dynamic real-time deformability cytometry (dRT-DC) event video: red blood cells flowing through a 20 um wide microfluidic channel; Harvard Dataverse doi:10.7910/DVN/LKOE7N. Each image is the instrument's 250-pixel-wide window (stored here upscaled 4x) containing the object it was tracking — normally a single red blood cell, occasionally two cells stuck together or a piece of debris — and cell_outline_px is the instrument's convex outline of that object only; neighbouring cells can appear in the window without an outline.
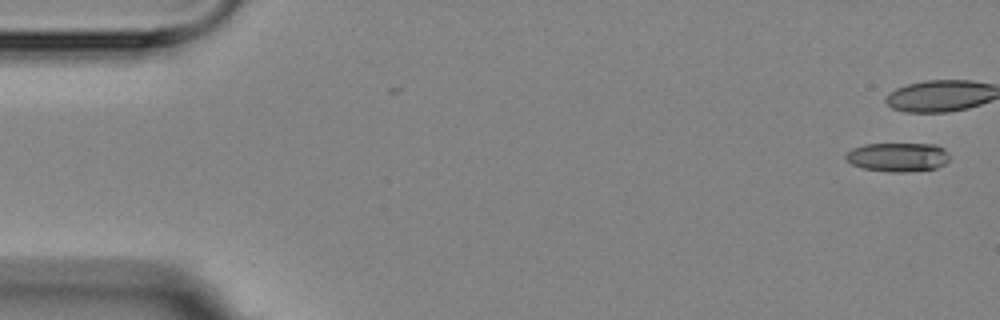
{"species": "Egyptian fruit bat (a non-hibernating species)", "species_latin": "Rousettus aegyptiacus", "temperature_condition": "room temperature", "stored_images_in_passage": 5, "segment_of_instrument_passage": [2, 2], "camera_frame_rate_fps": 3000, "um_per_image_px": 0.085, "animal": {"sex": "female"}, "frame": {"image": 1, "passage_image": 5, "time_ms": 5.667, "image_size_px": [1000, 320], "cell_outline_px": [[948, 160], [944, 164], [936, 168], [908, 172], [892, 172], [864, 168], [852, 164], [844, 156], [852, 148], [864, 144], [936, 144], [944, 148], [948, 152]], "centroid_in_image_um": [76.34, 13.34], "position_along_channel_um": 8.7, "area_um2": 17.46}}